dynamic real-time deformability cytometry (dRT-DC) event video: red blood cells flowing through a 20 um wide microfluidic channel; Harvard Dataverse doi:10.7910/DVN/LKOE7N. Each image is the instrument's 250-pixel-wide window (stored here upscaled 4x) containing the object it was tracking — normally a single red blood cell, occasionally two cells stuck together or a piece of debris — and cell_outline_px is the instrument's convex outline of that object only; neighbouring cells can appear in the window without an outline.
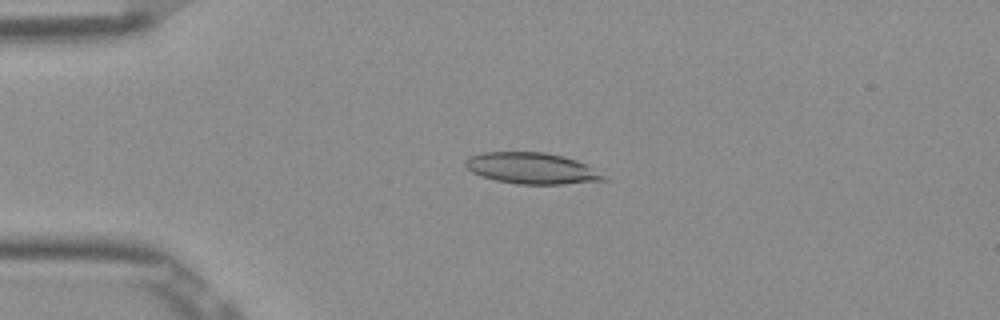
{"species": "Egyptian fruit bat (a non-hibernating species)", "species_latin": "Rousettus aegyptiacus", "temperature_condition": "room temperature", "stored_images_in_passage": 51, "camera_frame_rate_fps": 3000, "um_per_image_px": 0.085, "frame": {"image": 1, "passage_image": 11, "time_ms": 3.333, "image_size_px": [1000, 320], "cell_outline_px": [[612, 180], [564, 184], [516, 184], [496, 180], [472, 172], [464, 164], [464, 160], [472, 156], [484, 152], [544, 152], [576, 160], [584, 164]], "centroid_in_image_um": [45.21, 14.31], "position_along_channel_um": 39.8, "area_um2": 24.85}}
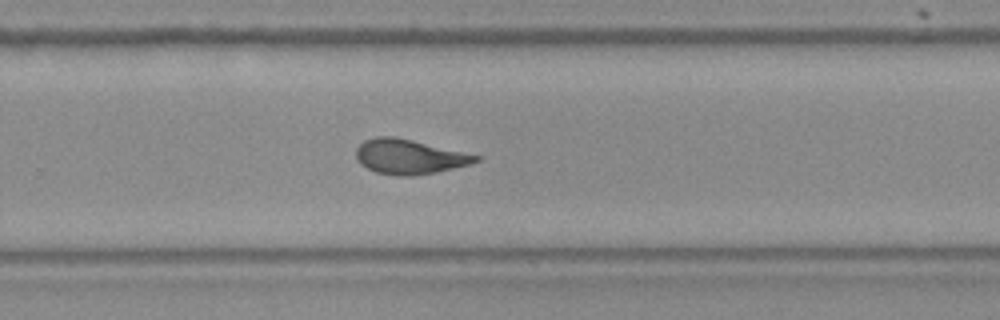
{"frame": {"image": 2, "passage_image": 33, "time_ms": 10.667, "image_size_px": [1000, 320], "cell_outline_px": [[480, 160], [468, 164], [436, 172], [408, 176], [400, 176], [376, 172], [360, 164], [356, 160], [356, 148], [364, 140], [376, 136], [396, 136], [480, 156]], "centroid_in_image_um": [34.73, 13.31], "position_along_channel_um": 295.1, "area_um2": 23.99}}
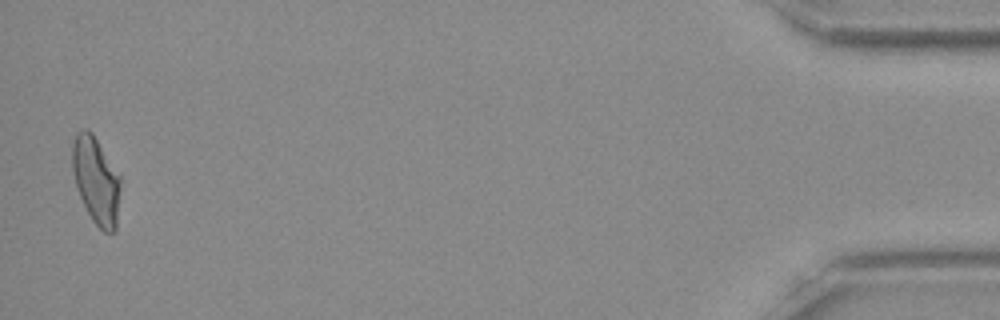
{"frame": {"image": 3, "passage_image": 50, "time_ms": 16.333, "image_size_px": [1000, 320], "cell_outline_px": [[120, 184], [116, 228], [112, 232], [104, 232], [92, 220], [76, 188], [72, 172], [72, 144], [76, 132], [80, 128], [88, 128], [92, 132], [120, 176]], "centroid_in_image_um": [8.14, 15.29], "position_along_channel_um": 427.1, "area_um2": 24.33}, "authors_computed_cell_mechanics": {"area_um2": 24.4494, "velocity_mm_per_s": 3.8914, "shape_relaxation_time_tau1_ms": 6.2122, "shape_relaxation_time_tau2_ms": 1.5322, "deformation_change_tau1": 0.191, "deformation_change_tau2": 0.0895}}